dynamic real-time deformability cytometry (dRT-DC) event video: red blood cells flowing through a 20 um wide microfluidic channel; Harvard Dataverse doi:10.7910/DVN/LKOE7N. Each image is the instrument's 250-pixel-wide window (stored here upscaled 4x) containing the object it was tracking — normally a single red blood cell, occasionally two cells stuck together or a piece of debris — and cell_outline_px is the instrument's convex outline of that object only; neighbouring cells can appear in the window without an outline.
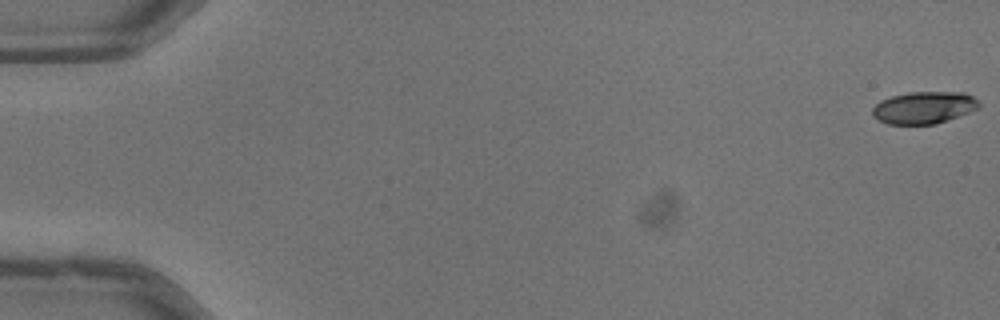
{"species": "common noctule bat (a hibernating species)", "species_latin": "Nyctalus noctula", "temperature_condition": "warm", "stored_images_in_passage": 9, "camera_frame_rate_fps": 3000, "um_per_image_px": 0.085, "animal": {"sex": "male", "body_mass_g": 13.3}, "frame": {"image": 1, "passage_image": 1, "time_ms": 0.0, "image_size_px": [1000, 320], "cell_outline_px": [[980, 104], [976, 108], [968, 112], [936, 124], [888, 124], [872, 116], [872, 108], [880, 100], [892, 96], [908, 92], [964, 92], [972, 96]], "centroid_in_image_um": [78.49, 9.14], "position_along_channel_um": 6.5, "area_um2": 19.77}}